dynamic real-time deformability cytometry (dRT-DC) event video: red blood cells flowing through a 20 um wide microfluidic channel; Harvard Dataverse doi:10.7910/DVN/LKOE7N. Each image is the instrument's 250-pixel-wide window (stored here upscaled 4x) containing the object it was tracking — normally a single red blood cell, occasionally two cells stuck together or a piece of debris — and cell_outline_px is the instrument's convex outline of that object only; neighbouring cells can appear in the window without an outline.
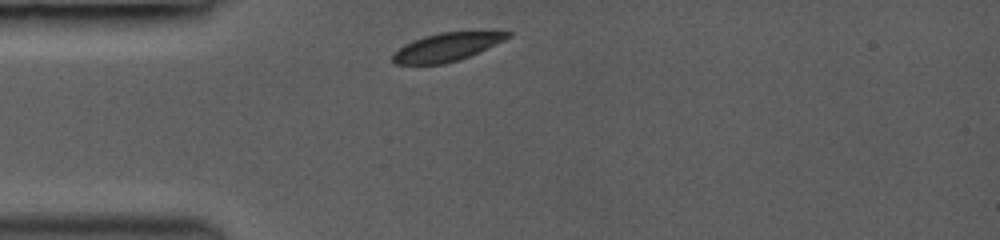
{"species": "common noctule bat (a hibernating species)", "species_latin": "Nyctalus noctula", "temperature_condition": "room temperature", "stored_images_in_passage": 1, "camera_frame_rate_fps": 3000, "um_per_image_px": 0.085, "animal": {"sex": "female", "body_mass_g": 19.0, "forearm_length_mm": 53.3}, "frame": {"image": 1, "passage_image": 1, "time_ms": 0.0, "image_size_px": [1000, 240], "cell_outline_px": [[512, 36], [496, 44], [460, 60], [444, 64], [392, 64], [392, 52], [404, 44], [424, 36], [440, 32], [512, 32]], "centroid_in_image_um": [37.91, 4.01], "position_along_channel_um": 47.1, "area_um2": 18.84}}